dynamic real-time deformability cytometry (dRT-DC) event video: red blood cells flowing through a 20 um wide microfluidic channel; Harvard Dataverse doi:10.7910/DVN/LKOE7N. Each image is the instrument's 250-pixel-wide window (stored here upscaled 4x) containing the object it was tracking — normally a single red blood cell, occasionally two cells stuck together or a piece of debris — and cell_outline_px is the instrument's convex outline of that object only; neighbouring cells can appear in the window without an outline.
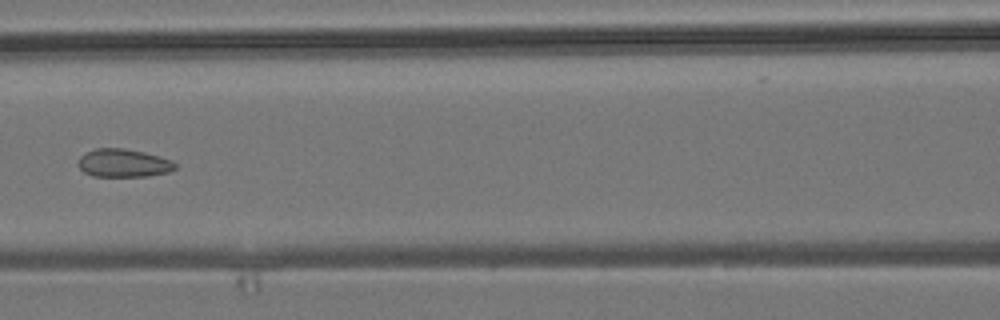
{"species": "common noctule bat (a hibernating species)", "species_latin": "Nyctalus noctula", "temperature_condition": "room temperature", "stored_images_in_passage": 6, "camera_frame_rate_fps": 3000, "um_per_image_px": 0.085, "animal": {"sex": "male", "body_mass_g": 19.2, "forearm_length_mm": 51.8}, "frame": {"image": 1, "passage_image": 6, "time_ms": 6.667, "image_size_px": [1000, 320], "cell_outline_px": [[176, 168], [168, 172], [148, 176], [92, 176], [84, 172], [76, 164], [80, 156], [96, 148], [124, 148], [144, 152], [160, 156], [172, 160], [176, 164]], "centroid_in_image_um": [10.49, 13.86], "position_along_channel_um": 156.1, "area_um2": 15.95}}